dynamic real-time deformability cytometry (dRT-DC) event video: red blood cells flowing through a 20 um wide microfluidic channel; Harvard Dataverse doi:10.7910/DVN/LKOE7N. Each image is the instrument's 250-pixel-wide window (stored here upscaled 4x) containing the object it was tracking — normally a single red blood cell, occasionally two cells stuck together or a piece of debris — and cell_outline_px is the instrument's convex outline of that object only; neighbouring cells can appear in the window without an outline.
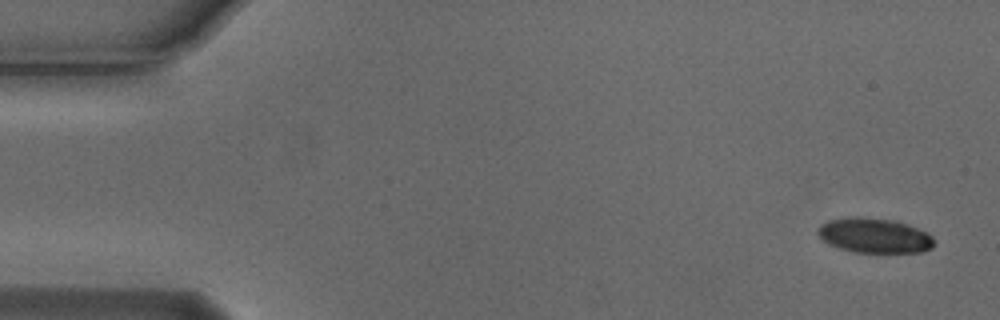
{"species": "Egyptian fruit bat (a non-hibernating species)", "species_latin": "Rousettus aegyptiacus", "temperature_condition": "cold", "stored_images_in_passage": 5, "segment_of_instrument_passage": [2, 2], "camera_frame_rate_fps": 3000, "um_per_image_px": 0.085, "animal": {"sex": "male"}, "frame": {"image": 1, "passage_image": 5, "time_ms": 1.333, "image_size_px": [1000, 320], "cell_outline_px": [[932, 248], [920, 252], [852, 252], [828, 244], [816, 232], [828, 220], [896, 220], [916, 228], [932, 236]], "centroid_in_image_um": [74.36, 20.08], "position_along_channel_um": 10.6, "area_um2": 22.25}}